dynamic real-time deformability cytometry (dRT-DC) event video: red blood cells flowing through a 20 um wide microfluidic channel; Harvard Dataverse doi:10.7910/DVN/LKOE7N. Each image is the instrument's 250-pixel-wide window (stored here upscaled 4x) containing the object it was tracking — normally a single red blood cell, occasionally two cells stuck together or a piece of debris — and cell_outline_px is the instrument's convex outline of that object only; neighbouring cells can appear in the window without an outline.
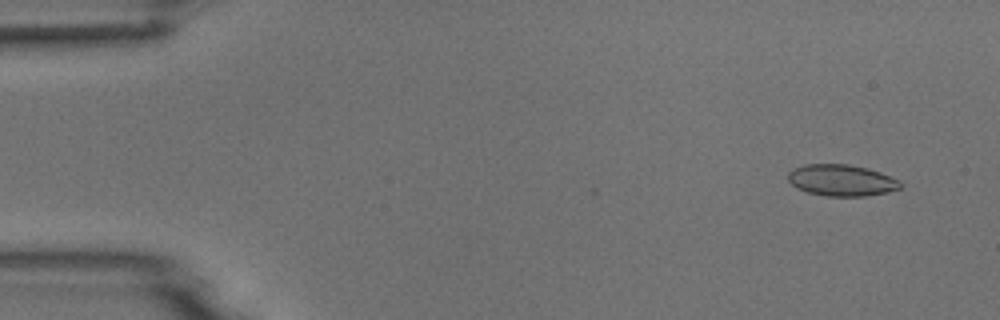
{"species": "common noctule bat (a hibernating species)", "species_latin": "Nyctalus noctula", "temperature_condition": "room temperature", "stored_images_in_passage": 6, "camera_frame_rate_fps": 3000, "um_per_image_px": 0.085, "animal": {"sex": "male", "body_mass_g": 18.8}, "frame": {"image": 1, "passage_image": 1, "time_ms": 0.0, "image_size_px": [1000, 320], "cell_outline_px": [[904, 184], [900, 188], [888, 192], [864, 196], [828, 196], [808, 192], [796, 188], [788, 180], [788, 172], [792, 168], [804, 164], [848, 164], [868, 168], [880, 172], [900, 180]], "centroid_in_image_um": [71.53, 15.31], "position_along_channel_um": 13.5, "area_um2": 20.75}}
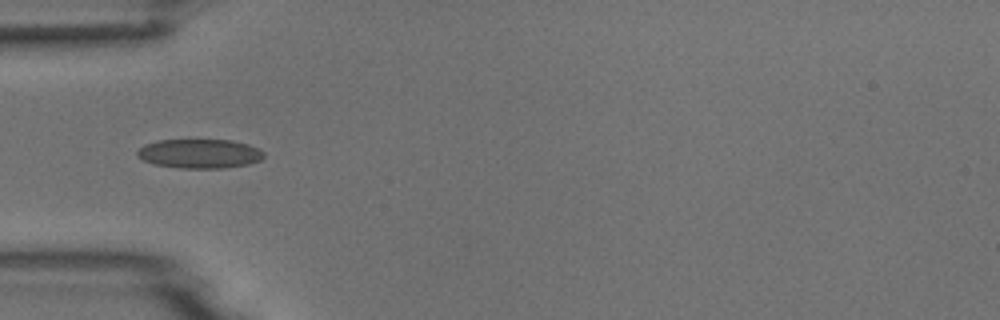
{"frame": {"image": 2, "passage_image": 4, "time_ms": 4.333, "image_size_px": [1000, 320], "cell_outline_px": [[264, 156], [260, 160], [248, 164], [224, 168], [180, 168], [152, 164], [136, 156], [136, 152], [144, 144], [160, 140], [232, 140], [248, 144], [264, 152]], "centroid_in_image_um": [16.94, 13.06], "position_along_channel_um": 68.1, "area_um2": 21.56}}